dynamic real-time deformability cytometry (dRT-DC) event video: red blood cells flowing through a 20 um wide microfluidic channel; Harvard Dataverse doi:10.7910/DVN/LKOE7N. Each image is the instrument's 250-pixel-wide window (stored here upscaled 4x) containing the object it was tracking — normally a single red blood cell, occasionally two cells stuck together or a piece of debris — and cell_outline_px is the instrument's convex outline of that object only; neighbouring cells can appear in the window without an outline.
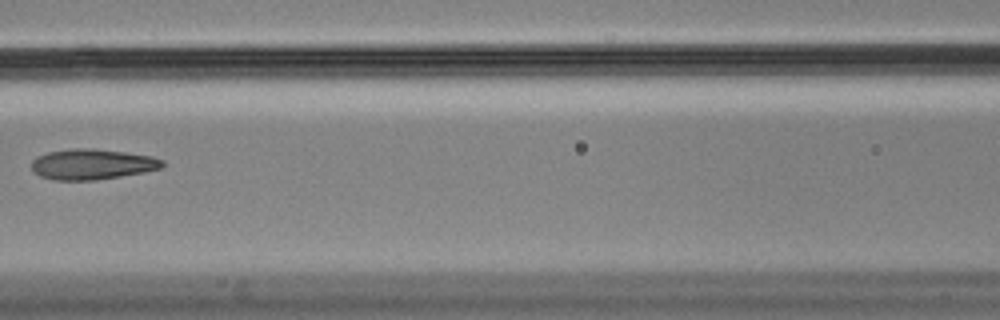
{"species": "Egyptian fruit bat (a non-hibernating species)", "species_latin": "Rousettus aegyptiacus", "temperature_condition": "cold", "stored_images_in_passage": 9, "camera_frame_rate_fps": 3000, "um_per_image_px": 0.085, "animal": {"sex": "male"}, "frame": {"image": 1, "passage_image": 9, "time_ms": 2.667, "image_size_px": [1000, 320], "cell_outline_px": [[164, 164], [160, 168], [144, 172], [96, 180], [52, 180], [40, 176], [32, 172], [32, 160], [36, 156], [48, 152], [72, 148], [92, 148], [124, 152], [152, 156], [164, 160]], "centroid_in_image_um": [7.8, 13.96], "position_along_channel_um": 158.8, "area_um2": 23.35}}